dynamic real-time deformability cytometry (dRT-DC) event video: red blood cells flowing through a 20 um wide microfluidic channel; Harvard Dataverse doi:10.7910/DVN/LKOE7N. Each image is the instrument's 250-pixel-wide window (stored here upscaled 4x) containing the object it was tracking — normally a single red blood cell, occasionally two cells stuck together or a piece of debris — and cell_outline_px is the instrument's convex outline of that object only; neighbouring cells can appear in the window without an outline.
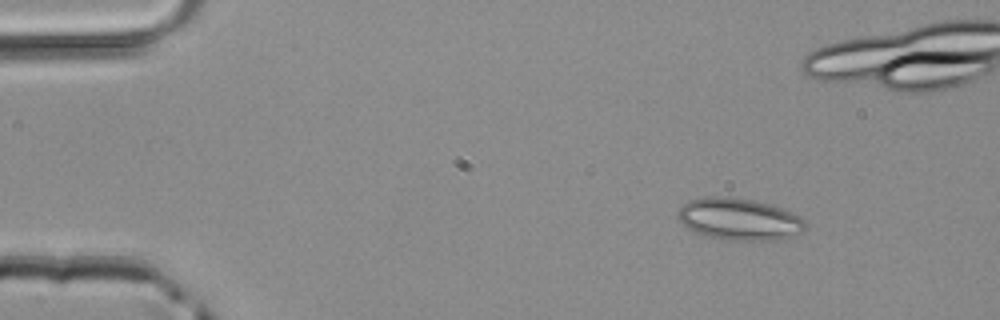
{"species": "common noctule bat (a hibernating species)", "species_latin": "Nyctalus noctula", "temperature_condition": "room temperature", "stored_images_in_passage": 42, "camera_frame_rate_fps": 3000, "um_per_image_px": 0.085, "animal": {"sex": "male", "body_mass_g": 20.4}, "frame": {"image": 1, "passage_image": 1, "time_ms": 0.0, "image_size_px": [1000, 320], "cell_outline_px": [[808, 224], [804, 232], [772, 240], [724, 240], [704, 236], [692, 232], [676, 216], [676, 212], [688, 200], [704, 196], [728, 196], [752, 200], [768, 204], [792, 212], [800, 216]], "centroid_in_image_um": [62.79, 18.63], "position_along_channel_um": 22.2, "area_um2": 31.39}}
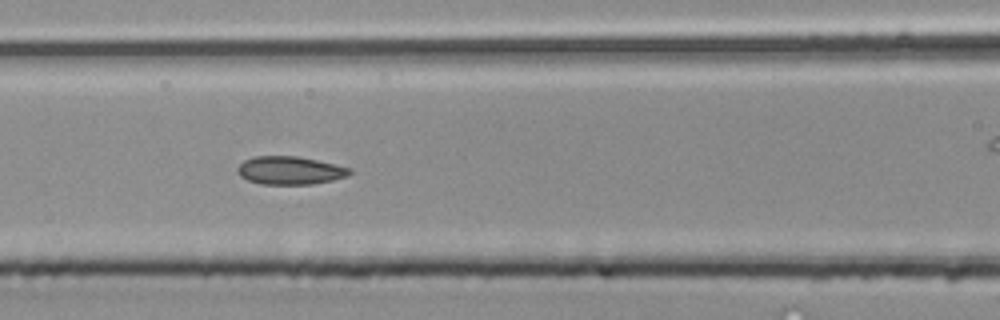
{"frame": {"image": 2, "passage_image": 15, "time_ms": 4.667, "image_size_px": [1000, 320], "cell_outline_px": [[352, 172], [348, 176], [332, 180], [312, 184], [260, 184], [248, 180], [240, 176], [236, 172], [236, 168], [244, 160], [256, 156], [296, 156], [316, 160], [352, 168]], "centroid_in_image_um": [24.63, 14.49], "position_along_channel_um": 142.0, "area_um2": 18.38}}
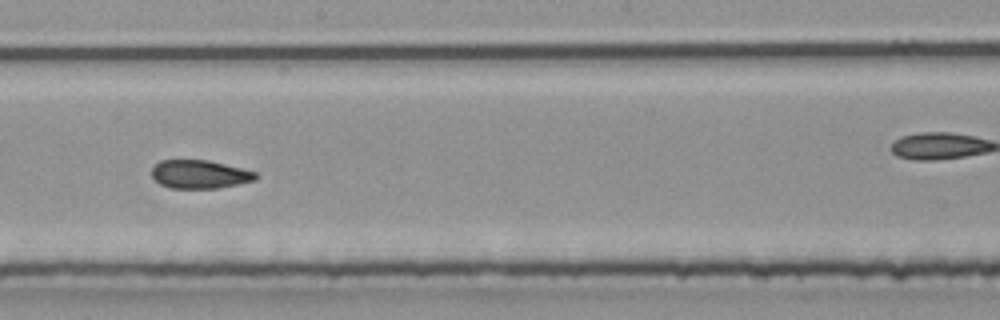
{"frame": {"image": 3, "passage_image": 21, "time_ms": 6.667, "image_size_px": [1000, 320], "cell_outline_px": [[260, 176], [256, 180], [216, 188], [172, 188], [160, 184], [152, 176], [152, 168], [160, 160], [208, 160], [256, 172]], "centroid_in_image_um": [16.98, 14.81], "position_along_channel_um": 231.2, "area_um2": 17.05}}